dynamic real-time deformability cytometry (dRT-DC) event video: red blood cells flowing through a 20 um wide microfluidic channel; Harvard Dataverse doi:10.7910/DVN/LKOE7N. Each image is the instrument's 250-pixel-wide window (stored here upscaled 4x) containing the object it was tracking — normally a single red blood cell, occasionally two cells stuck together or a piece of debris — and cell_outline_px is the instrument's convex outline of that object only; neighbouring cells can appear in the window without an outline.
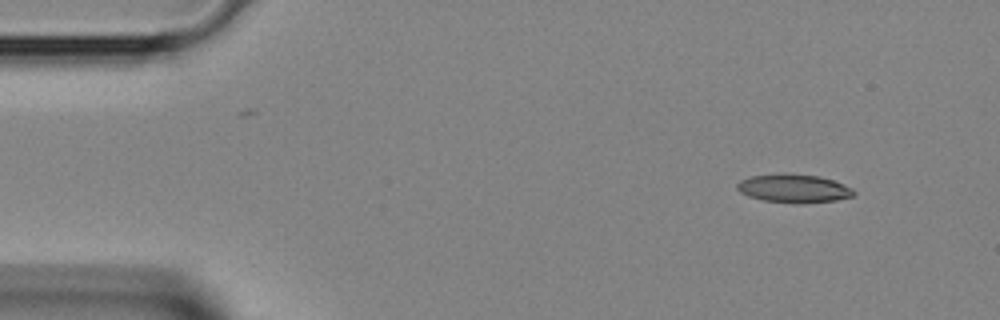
{"species": "Egyptian fruit bat (a non-hibernating species)", "species_latin": "Rousettus aegyptiacus", "temperature_condition": "room temperature", "stored_images_in_passage": 3, "camera_frame_rate_fps": 3000, "um_per_image_px": 0.085, "animal": {"sex": "female"}, "frame": {"image": 1, "passage_image": 1, "time_ms": 0.0, "image_size_px": [1000, 320], "cell_outline_px": [[856, 192], [852, 196], [836, 200], [796, 204], [764, 200], [748, 196], [740, 192], [736, 188], [736, 184], [740, 180], [752, 176], [784, 172], [820, 176], [844, 184], [852, 188]], "centroid_in_image_um": [67.46, 16.0], "position_along_channel_um": 17.5, "area_um2": 19.54}}
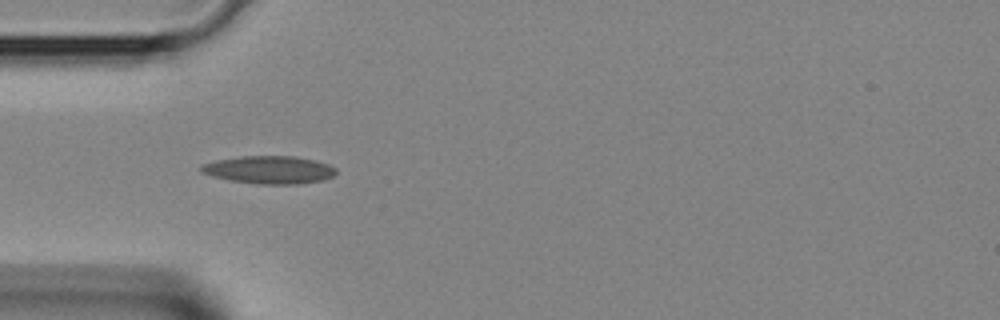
{"frame": {"image": 2, "passage_image": 3, "time_ms": 0.667, "image_size_px": [1000, 320], "cell_outline_px": [[336, 172], [332, 176], [324, 180], [296, 184], [260, 184], [232, 180], [212, 176], [200, 172], [200, 164], [216, 160], [240, 156], [296, 156], [316, 160], [328, 164], [336, 168]], "centroid_in_image_um": [22.88, 14.42], "position_along_channel_um": 62.1, "area_um2": 21.91}}